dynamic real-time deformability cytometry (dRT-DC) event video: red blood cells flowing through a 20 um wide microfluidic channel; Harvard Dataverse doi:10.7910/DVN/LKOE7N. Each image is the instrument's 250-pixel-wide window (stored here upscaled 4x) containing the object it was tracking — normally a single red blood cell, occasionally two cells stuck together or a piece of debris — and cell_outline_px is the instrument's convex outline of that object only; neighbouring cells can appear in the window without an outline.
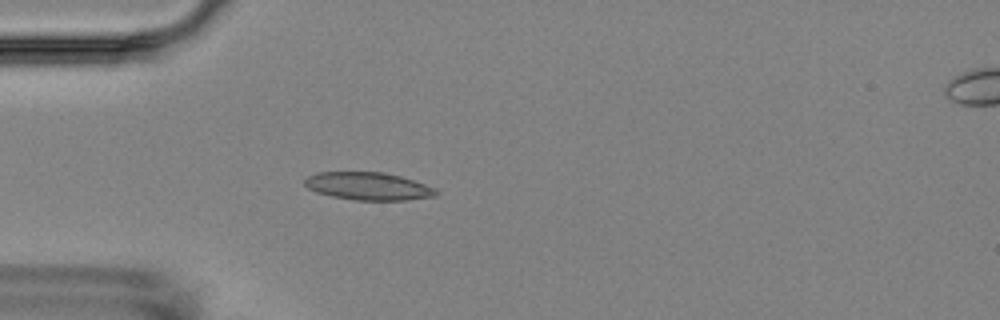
{"species": "Egyptian fruit bat (a non-hibernating species)", "species_latin": "Rousettus aegyptiacus", "temperature_condition": "room temperature", "stored_images_in_passage": 4, "camera_frame_rate_fps": 3000, "um_per_image_px": 0.085, "animal": {"sex": "female"}, "frame": {"image": 1, "passage_image": 3, "time_ms": 3.0, "image_size_px": [1000, 320], "cell_outline_px": [[440, 192], [436, 196], [404, 200], [356, 200], [332, 196], [316, 192], [308, 188], [304, 184], [304, 180], [308, 176], [316, 172], [384, 172], [400, 176], [436, 188]], "centroid_in_image_um": [31.3, 15.82], "position_along_channel_um": 53.7, "area_um2": 21.21}}